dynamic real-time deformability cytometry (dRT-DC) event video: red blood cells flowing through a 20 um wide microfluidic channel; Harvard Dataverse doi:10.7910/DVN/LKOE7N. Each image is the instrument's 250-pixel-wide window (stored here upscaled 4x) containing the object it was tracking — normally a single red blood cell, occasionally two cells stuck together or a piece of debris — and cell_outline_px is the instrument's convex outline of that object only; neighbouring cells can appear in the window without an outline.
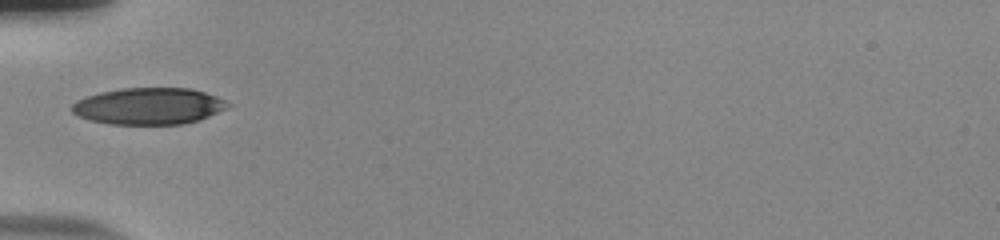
{"species": "human", "species_latin": "Homo sapiens", "temperature_condition": "room temperature", "stored_images_in_passage": 35, "camera_frame_rate_fps": 3000, "um_per_image_px": 0.085, "donor": {"sex": "male"}, "frame": {"image": 1, "passage_image": 1, "time_ms": 0.0, "image_size_px": [1000, 240], "cell_outline_px": [[232, 104], [228, 108], [200, 120], [184, 124], [108, 124], [92, 120], [80, 116], [72, 112], [72, 104], [76, 100], [100, 92], [120, 88], [188, 88], [204, 92], [216, 96]], "centroid_in_image_um": [12.67, 9.02], "position_along_channel_um": 72.3, "area_um2": 33.29}}
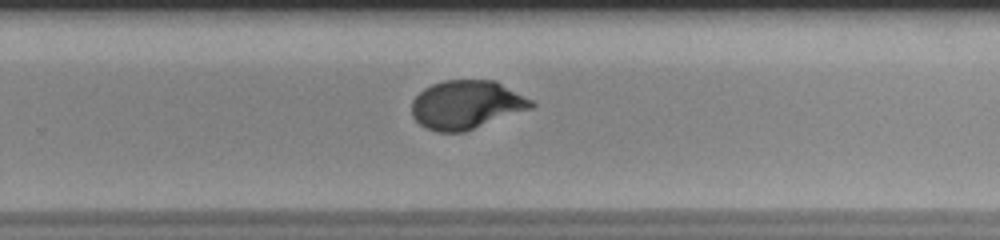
{"frame": {"image": 2, "passage_image": 18, "time_ms": 5.667, "image_size_px": [1000, 240], "cell_outline_px": [[536, 104], [532, 108], [464, 132], [436, 132], [424, 128], [412, 116], [412, 100], [424, 88], [432, 84], [444, 80], [496, 80], [532, 100]], "centroid_in_image_um": [39.63, 8.9], "position_along_channel_um": 290.2, "area_um2": 33.93}}
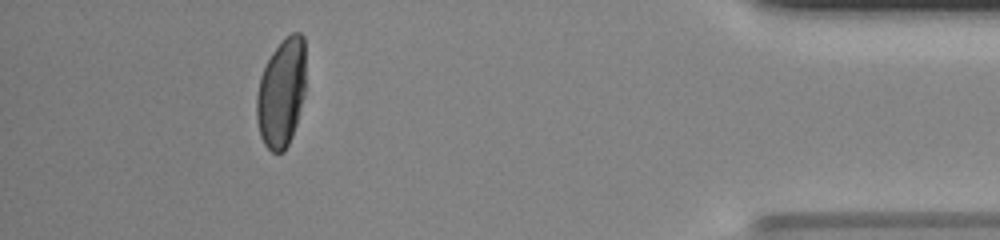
{"frame": {"image": 3, "passage_image": 31, "time_ms": 10.0, "image_size_px": [1000, 240], "cell_outline_px": [[304, 96], [296, 124], [292, 136], [284, 152], [272, 152], [264, 144], [260, 136], [256, 116], [256, 96], [260, 76], [272, 52], [284, 36], [292, 32], [300, 32], [304, 36]], "centroid_in_image_um": [23.91, 7.88], "position_along_channel_um": 411.3, "area_um2": 31.21}, "authors_computed_cell_mechanics": {"area_um2": 33.9286, "velocity_mm_per_s": 3.8575, "shape_relaxation_time_tau1_ms": 4.4695, "shape_relaxation_time_tau2_ms": null, "deformation_change_tau1": 0.1851, "deformation_change_tau2": null}}